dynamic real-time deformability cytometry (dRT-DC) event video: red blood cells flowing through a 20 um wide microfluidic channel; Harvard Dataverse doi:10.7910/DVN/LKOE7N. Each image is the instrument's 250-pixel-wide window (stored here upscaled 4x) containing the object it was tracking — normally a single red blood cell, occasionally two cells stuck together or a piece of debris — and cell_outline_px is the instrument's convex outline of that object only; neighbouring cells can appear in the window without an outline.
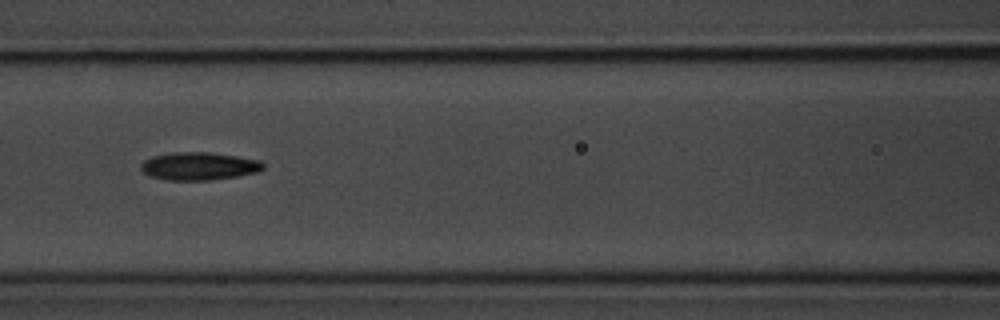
{"species": "common noctule bat (a hibernating species)", "species_latin": "Nyctalus noctula", "temperature_condition": "room temperature", "stored_images_in_passage": 6, "camera_frame_rate_fps": 3000, "um_per_image_px": 0.085, "animal": {"sex": "male", "body_mass_g": 20.1, "forearm_length_mm": 53.5}, "frame": {"image": 1, "passage_image": 4, "time_ms": 3.333, "image_size_px": [1000, 320], "cell_outline_px": [[264, 168], [260, 172], [212, 180], [168, 180], [148, 176], [140, 168], [140, 164], [144, 160], [152, 156], [172, 152], [208, 152], [236, 156], [260, 160], [264, 164]], "centroid_in_image_um": [16.9, 14.12], "position_along_channel_um": 149.7, "area_um2": 20.0}}
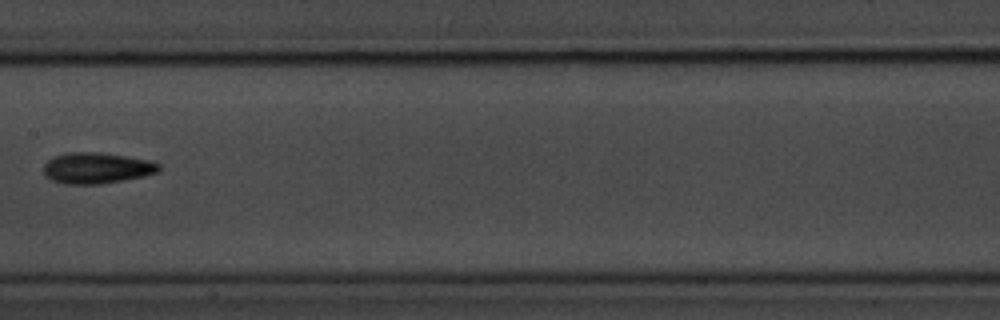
{"frame": {"image": 2, "passage_image": 5, "time_ms": 4.667, "image_size_px": [1000, 320], "cell_outline_px": [[160, 168], [156, 172], [144, 176], [124, 180], [100, 184], [64, 184], [52, 180], [44, 176], [44, 164], [52, 156], [64, 152], [100, 152], [128, 156], [152, 160], [160, 164]], "centroid_in_image_um": [8.2, 14.27], "position_along_channel_um": 199.2, "area_um2": 21.15}}